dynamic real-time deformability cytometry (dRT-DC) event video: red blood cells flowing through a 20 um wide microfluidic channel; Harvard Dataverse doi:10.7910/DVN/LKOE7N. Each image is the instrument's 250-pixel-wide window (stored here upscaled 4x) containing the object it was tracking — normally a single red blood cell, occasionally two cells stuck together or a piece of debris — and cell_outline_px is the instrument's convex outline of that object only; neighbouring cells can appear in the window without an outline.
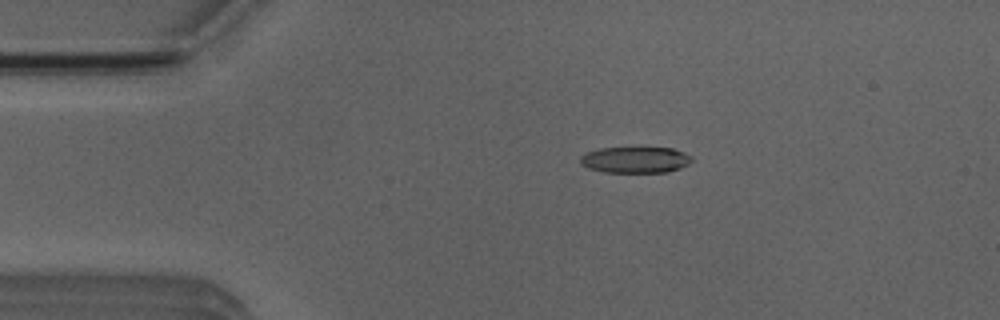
{"species": "Egyptian fruit bat (a non-hibernating species)", "species_latin": "Rousettus aegyptiacus", "temperature_condition": "room temperature", "stored_images_in_passage": 3, "camera_frame_rate_fps": 3000, "um_per_image_px": 0.085, "animal": {"sex": "male"}, "frame": {"image": 1, "passage_image": 2, "time_ms": 2.0, "image_size_px": [1000, 320], "cell_outline_px": [[692, 160], [688, 164], [680, 168], [668, 172], [604, 172], [588, 168], [580, 164], [580, 156], [588, 152], [600, 148], [672, 148], [684, 152], [692, 156]], "centroid_in_image_um": [54.0, 13.59], "position_along_channel_um": 31.0, "area_um2": 16.99}}